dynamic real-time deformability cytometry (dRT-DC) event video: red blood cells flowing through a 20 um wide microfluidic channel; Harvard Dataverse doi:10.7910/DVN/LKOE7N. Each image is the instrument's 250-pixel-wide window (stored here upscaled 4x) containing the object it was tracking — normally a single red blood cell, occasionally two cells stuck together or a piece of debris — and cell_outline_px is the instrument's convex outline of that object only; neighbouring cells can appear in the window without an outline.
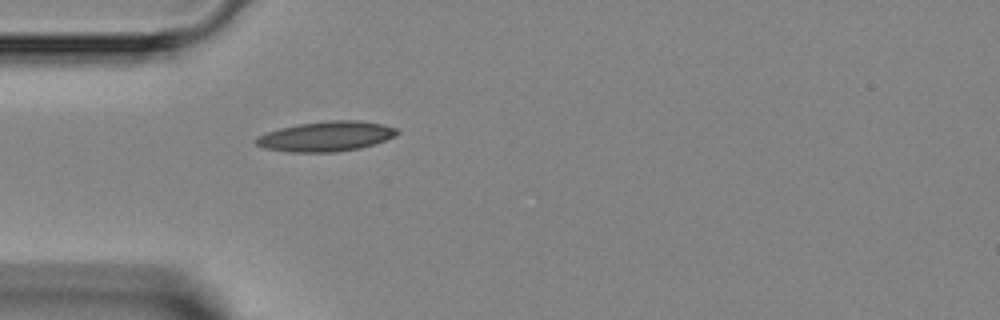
{"species": "Egyptian fruit bat (a non-hibernating species)", "species_latin": "Rousettus aegyptiacus", "temperature_condition": "room temperature", "stored_images_in_passage": 1, "camera_frame_rate_fps": 3000, "um_per_image_px": 0.085, "animal": {"sex": "female"}, "frame": {"image": 1, "passage_image": 1, "time_ms": 0.0, "image_size_px": [1000, 320], "cell_outline_px": [[400, 132], [396, 136], [360, 148], [332, 152], [292, 152], [264, 148], [256, 144], [252, 140], [256, 136], [280, 128], [300, 124], [328, 120], [360, 120], [384, 124], [400, 128]], "centroid_in_image_um": [27.74, 11.58], "position_along_channel_um": 57.3, "area_um2": 24.74}}